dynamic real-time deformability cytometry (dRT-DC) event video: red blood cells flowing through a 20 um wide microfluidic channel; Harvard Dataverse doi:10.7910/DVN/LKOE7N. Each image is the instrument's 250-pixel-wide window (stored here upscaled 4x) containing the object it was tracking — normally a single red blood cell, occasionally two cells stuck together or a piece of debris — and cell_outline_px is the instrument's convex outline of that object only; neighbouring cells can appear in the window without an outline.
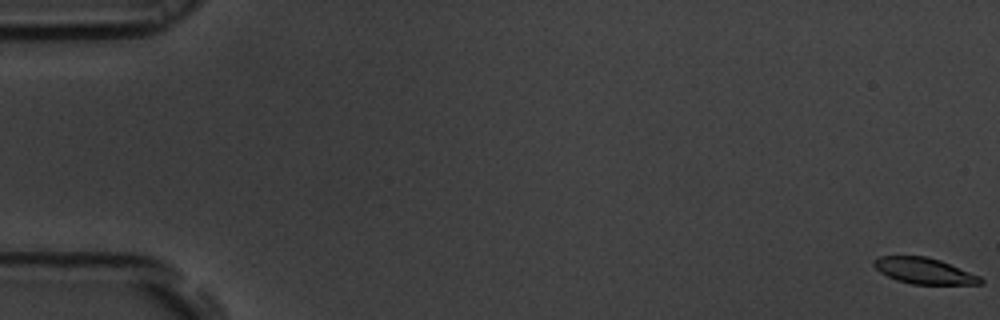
{"species": "common noctule bat (a hibernating species)", "species_latin": "Nyctalus noctula", "temperature_condition": "room temperature", "stored_images_in_passage": 56, "camera_frame_rate_fps": 3000, "um_per_image_px": 0.085, "animal": {"sex": "male", "body_mass_g": 19.5, "forearm_length_mm": 54.6}, "frame": {"image": 1, "passage_image": 1, "time_ms": 0.0, "image_size_px": [1000, 320], "cell_outline_px": [[984, 284], [912, 284], [896, 280], [880, 272], [872, 264], [872, 260], [880, 256], [924, 256], [940, 260], [980, 276], [984, 280]], "centroid_in_image_um": [78.55, 23.02], "position_along_channel_um": 6.5, "area_um2": 16.13}}
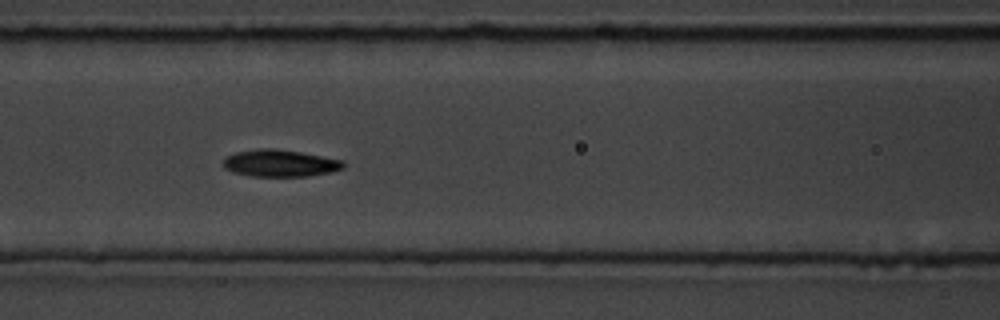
{"frame": {"image": 2, "passage_image": 25, "time_ms": 8.0, "image_size_px": [1000, 320], "cell_outline_px": [[344, 168], [332, 172], [308, 176], [252, 176], [232, 172], [224, 168], [220, 164], [224, 156], [236, 152], [256, 148], [276, 148], [300, 152], [344, 160]], "centroid_in_image_um": [23.75, 13.86], "position_along_channel_um": 142.9, "area_um2": 19.25}}
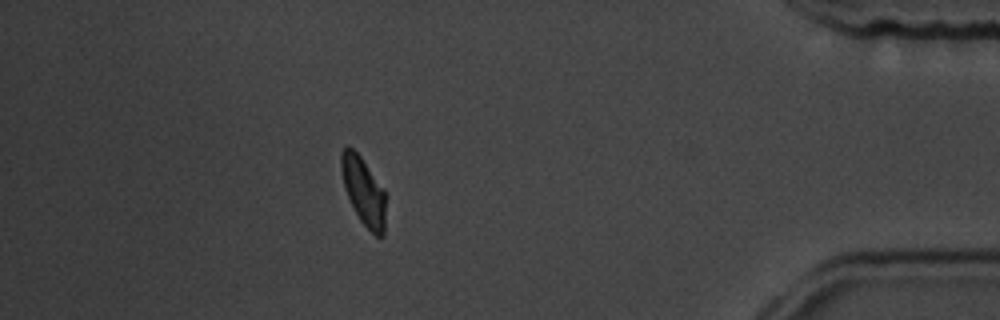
{"frame": {"image": 3, "passage_image": 50, "time_ms": 16.333, "image_size_px": [1000, 320], "cell_outline_px": [[384, 236], [376, 236], [360, 220], [344, 188], [340, 168], [340, 152], [348, 144], [360, 156], [384, 188]], "centroid_in_image_um": [30.87, 16.19], "position_along_channel_um": 404.3, "area_um2": 17.34}, "authors_computed_cell_mechanics": {"area_um2": 17.9469, "velocity_mm_per_s": 3.689, "shape_relaxation_time_tau1_ms": 2.2747, "shape_relaxation_time_tau2_ms": 2.723, "deformation_change_tau1": 0.1072, "deformation_change_tau2": 0.0795}}